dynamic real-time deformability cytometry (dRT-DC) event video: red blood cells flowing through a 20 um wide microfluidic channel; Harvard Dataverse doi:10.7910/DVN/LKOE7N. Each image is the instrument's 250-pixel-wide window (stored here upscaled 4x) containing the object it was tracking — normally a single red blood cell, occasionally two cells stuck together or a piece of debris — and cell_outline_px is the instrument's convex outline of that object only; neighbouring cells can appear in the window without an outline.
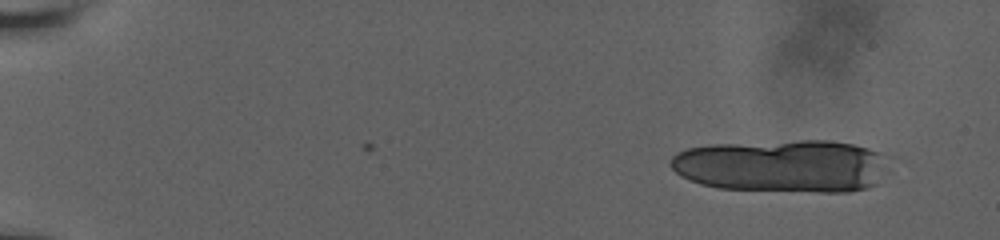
{"species": "human", "species_latin": "Homo sapiens", "temperature_condition": "room temperature", "stored_images_in_passage": 12, "camera_frame_rate_fps": 3000, "um_per_image_px": 0.085, "donor": {"sex": "male"}, "frame": {"image": 1, "passage_image": 1, "time_ms": 0.0, "image_size_px": [1000, 240], "cell_outline_px": [[876, 184], [864, 188], [848, 192], [820, 192], [720, 188], [700, 184], [680, 176], [668, 164], [672, 156], [676, 152], [688, 148], [712, 144], [800, 140], [828, 140], [852, 144], [868, 148], [876, 152]], "centroid_in_image_um": [66.25, 14.1], "position_along_channel_um": 18.7, "area_um2": 65.66}}